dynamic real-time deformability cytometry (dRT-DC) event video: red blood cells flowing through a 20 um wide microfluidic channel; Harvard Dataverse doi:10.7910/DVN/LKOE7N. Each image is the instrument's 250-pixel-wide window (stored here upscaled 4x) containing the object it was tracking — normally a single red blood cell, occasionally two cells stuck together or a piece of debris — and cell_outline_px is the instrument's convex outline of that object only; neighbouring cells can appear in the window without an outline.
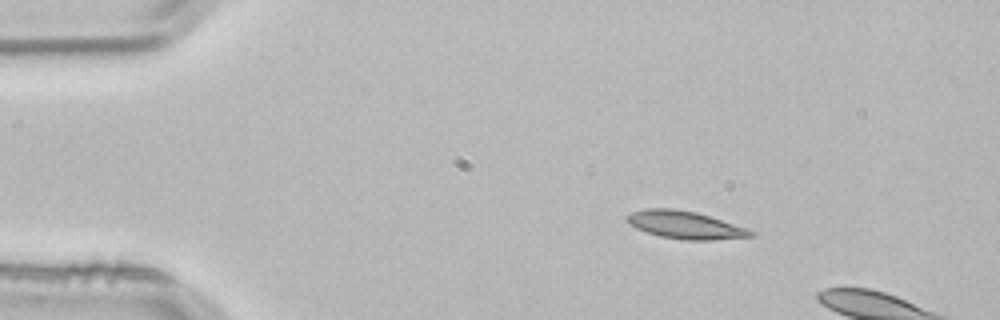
{"species": "common noctule bat (a hibernating species)", "species_latin": "Nyctalus noctula", "temperature_condition": "room temperature", "stored_images_in_passage": 2, "camera_frame_rate_fps": 3000, "um_per_image_px": 0.085, "animal": {"sex": "male", "body_mass_g": 21.5, "forearm_length_mm": 52.0}, "frame": {"image": 1, "passage_image": 1, "time_ms": 0.0, "image_size_px": [1000, 320], "cell_outline_px": [[756, 236], [712, 240], [684, 240], [660, 236], [636, 228], [628, 224], [624, 220], [624, 216], [632, 212], [644, 208], [676, 208], [696, 212], [748, 228], [756, 232]], "centroid_in_image_um": [58.22, 19.11], "position_along_channel_um": 26.8, "area_um2": 20.23}}